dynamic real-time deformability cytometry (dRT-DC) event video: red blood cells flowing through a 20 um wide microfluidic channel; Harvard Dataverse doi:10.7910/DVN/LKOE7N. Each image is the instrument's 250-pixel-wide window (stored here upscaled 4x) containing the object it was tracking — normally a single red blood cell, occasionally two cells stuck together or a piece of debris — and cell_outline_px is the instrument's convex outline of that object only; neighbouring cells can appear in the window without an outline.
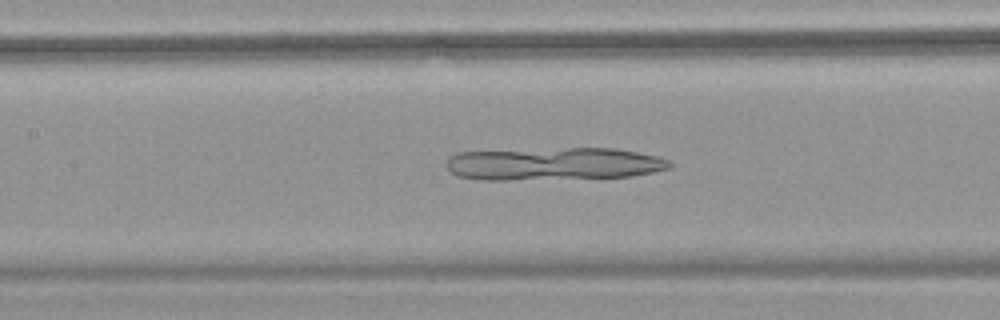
{"species": "common noctule bat (a hibernating species)", "species_latin": "Nyctalus noctula", "temperature_condition": "warm", "stored_images_in_passage": 53, "camera_frame_rate_fps": 3000, "um_per_image_px": 0.085, "animal": {"sex": "female", "body_mass_g": 18.4}, "frame": {"image": 1, "passage_image": 25, "time_ms": 8.0, "image_size_px": [1000, 320], "cell_outline_px": [[672, 168], [632, 176], [508, 180], [480, 180], [456, 176], [448, 168], [448, 160], [452, 156], [460, 152], [568, 148], [616, 148], [660, 156], [668, 160], [672, 164]], "centroid_in_image_um": [47.12, 13.93], "position_along_channel_um": 160.3, "area_um2": 42.43}}
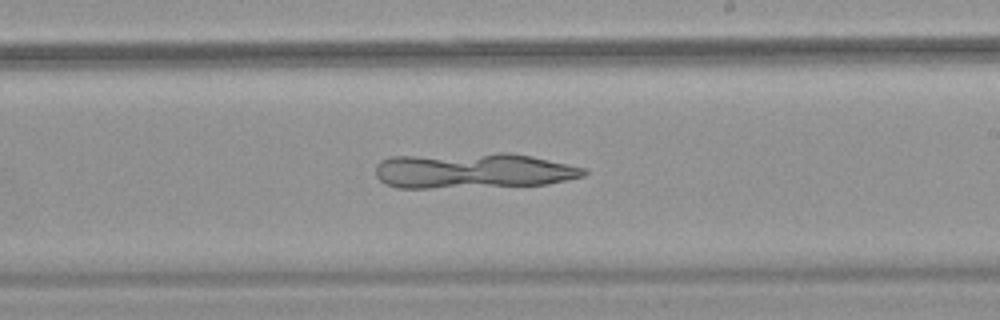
{"frame": {"image": 2, "passage_image": 32, "time_ms": 10.333, "image_size_px": [1000, 320], "cell_outline_px": [[588, 172], [584, 176], [548, 184], [428, 188], [396, 188], [384, 184], [376, 176], [376, 164], [380, 160], [388, 156], [496, 152], [508, 152], [532, 156], [568, 164], [584, 168]], "centroid_in_image_um": [40.15, 14.49], "position_along_channel_um": 248.8, "area_um2": 43.52}}
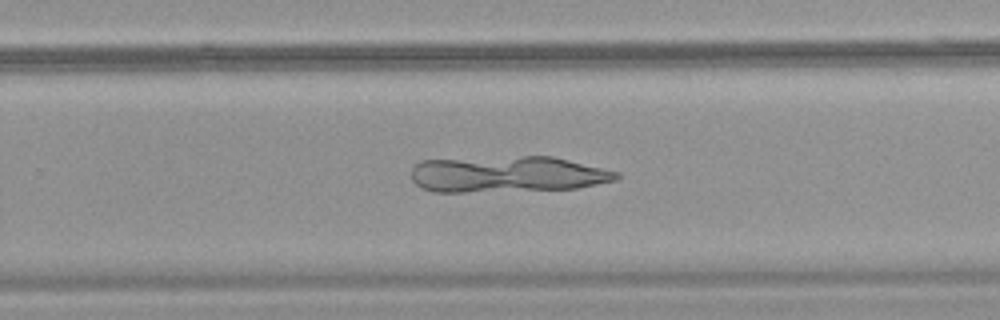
{"frame": {"image": 3, "passage_image": 35, "time_ms": 11.333, "image_size_px": [1000, 320], "cell_outline_px": [[620, 176], [616, 180], [576, 188], [464, 192], [436, 192], [420, 188], [412, 180], [412, 168], [420, 160], [524, 156], [552, 156], [620, 172]], "centroid_in_image_um": [43.1, 14.81], "position_along_channel_um": 286.7, "area_um2": 43.18}}